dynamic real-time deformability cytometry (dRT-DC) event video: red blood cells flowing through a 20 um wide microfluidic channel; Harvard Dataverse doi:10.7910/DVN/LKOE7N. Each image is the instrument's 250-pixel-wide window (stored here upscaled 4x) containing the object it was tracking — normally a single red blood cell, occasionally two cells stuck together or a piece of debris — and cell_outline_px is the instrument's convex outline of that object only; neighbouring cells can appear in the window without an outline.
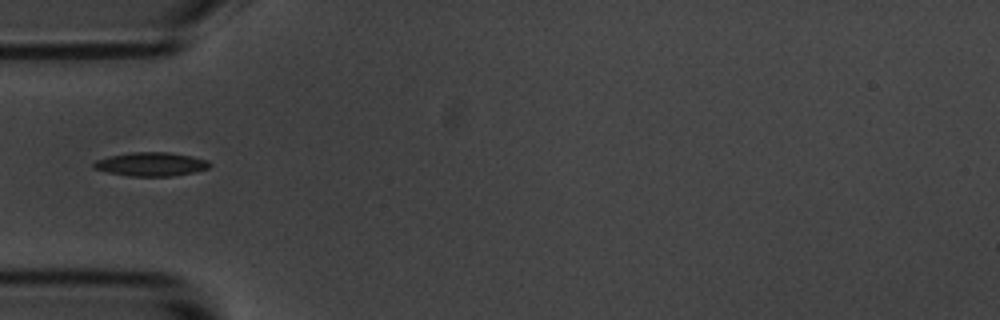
{"species": "common noctule bat (a hibernating species)", "species_latin": "Nyctalus noctula", "temperature_condition": "room temperature", "stored_images_in_passage": 13, "camera_frame_rate_fps": 3000, "um_per_image_px": 0.085, "animal": {"sex": "male", "body_mass_g": 20.1, "forearm_length_mm": 53.5}, "frame": {"image": 1, "passage_image": 3, "time_ms": 2.333, "image_size_px": [1000, 320], "cell_outline_px": [[212, 164], [208, 168], [192, 172], [172, 176], [132, 176], [108, 172], [92, 168], [92, 164], [96, 160], [108, 156], [132, 152], [168, 152], [192, 156], [208, 160]], "centroid_in_image_um": [12.83, 13.95], "position_along_channel_um": 72.2, "area_um2": 16.01}}
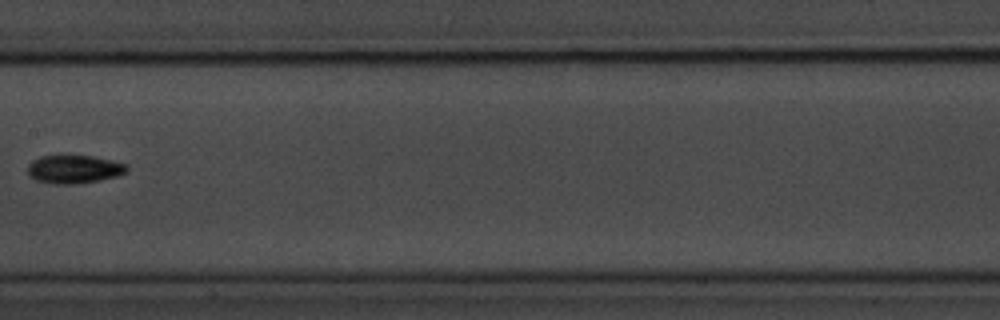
{"frame": {"image": 2, "passage_image": 6, "time_ms": 6.0, "image_size_px": [1000, 320], "cell_outline_px": [[128, 172], [120, 176], [100, 180], [76, 184], [52, 184], [36, 180], [28, 176], [28, 164], [32, 160], [40, 156], [92, 156], [112, 160], [128, 164]], "centroid_in_image_um": [6.32, 14.39], "position_along_channel_um": 201.1, "area_um2": 16.59}}
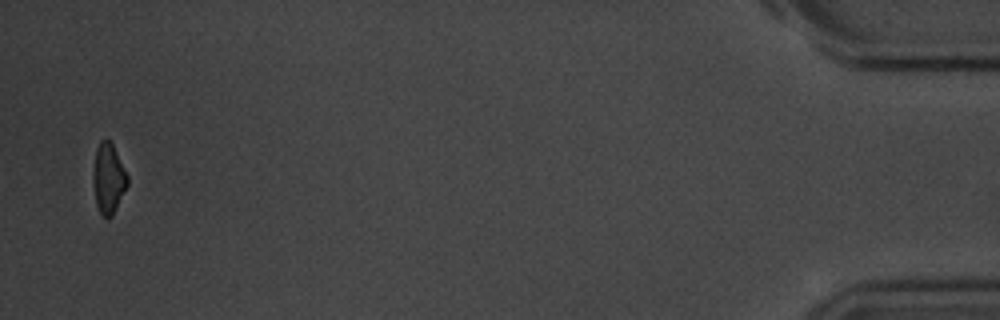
{"frame": {"image": 3, "passage_image": 13, "time_ms": 15.0, "image_size_px": [1000, 320], "cell_outline_px": [[128, 184], [112, 216], [104, 216], [100, 212], [96, 204], [92, 176], [92, 172], [96, 148], [100, 140], [108, 140], [112, 144], [128, 176]], "centroid_in_image_um": [9.2, 15.15], "position_along_channel_um": 426.0, "area_um2": 13.81}, "authors_computed_cell_mechanics": {"area_um2": 15.317, "velocity_mm_per_s": 3.4776, "shape_relaxation_time_tau1_ms": 3.7581, "shape_relaxation_time_tau2_ms": null, "deformation_change_tau1": 0.1251, "deformation_change_tau2": null}}